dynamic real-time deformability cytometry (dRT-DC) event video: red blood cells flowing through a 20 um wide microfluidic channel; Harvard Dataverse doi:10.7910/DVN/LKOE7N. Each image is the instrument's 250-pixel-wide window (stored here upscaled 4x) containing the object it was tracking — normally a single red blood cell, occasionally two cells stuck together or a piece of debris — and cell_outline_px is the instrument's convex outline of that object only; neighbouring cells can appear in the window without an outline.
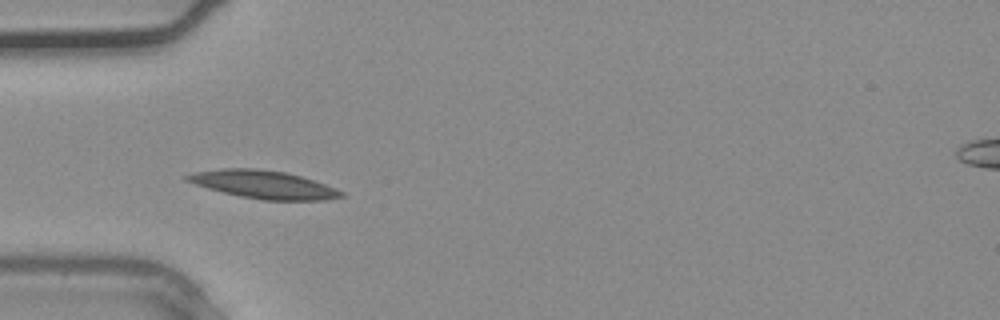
{"species": "common noctule bat (a hibernating species)", "species_latin": "Nyctalus noctula", "temperature_condition": "warm", "stored_images_in_passage": 9, "camera_frame_rate_fps": 3000, "um_per_image_px": 0.085, "animal": {"sex": "male", "body_mass_g": 20.4}, "frame": {"image": 1, "passage_image": 3, "time_ms": 0.667, "image_size_px": [1000, 320], "cell_outline_px": [[344, 196], [324, 200], [264, 200], [240, 196], [208, 188], [184, 180], [184, 176], [196, 172], [224, 168], [256, 168], [284, 172], [300, 176], [336, 188], [344, 192]], "centroid_in_image_um": [22.41, 15.68], "position_along_channel_um": 62.6, "area_um2": 24.8}}